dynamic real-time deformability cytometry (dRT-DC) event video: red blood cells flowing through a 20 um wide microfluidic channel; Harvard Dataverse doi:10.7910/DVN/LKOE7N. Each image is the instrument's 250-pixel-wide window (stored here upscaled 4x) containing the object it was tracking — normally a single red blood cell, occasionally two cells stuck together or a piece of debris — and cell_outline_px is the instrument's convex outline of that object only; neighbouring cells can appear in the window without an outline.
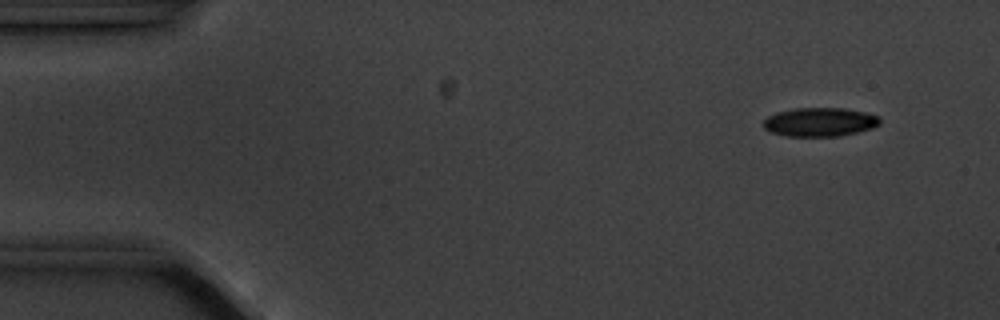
{"species": "common noctule bat (a hibernating species)", "species_latin": "Nyctalus noctula", "temperature_condition": "cold", "stored_images_in_passage": 14, "camera_frame_rate_fps": 3000, "um_per_image_px": 0.085, "animal": {"sex": "male", "body_mass_g": 20.1, "forearm_length_mm": 53.5}, "frame": {"image": 1, "passage_image": 1, "time_ms": 0.0, "image_size_px": [1000, 320], "cell_outline_px": [[880, 124], [872, 128], [840, 136], [788, 136], [772, 132], [764, 128], [764, 120], [768, 116], [776, 112], [792, 108], [844, 108], [864, 112], [880, 116]], "centroid_in_image_um": [69.69, 10.36], "position_along_channel_um": 15.3, "area_um2": 19.54}}
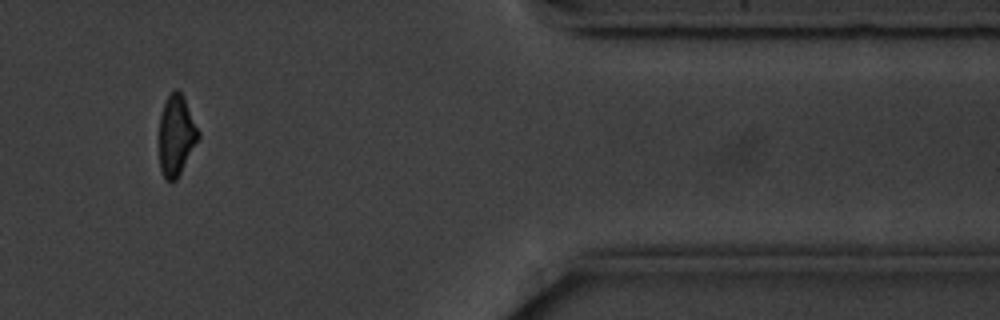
{"frame": {"image": 2, "passage_image": 12, "time_ms": 14.333, "image_size_px": [1000, 320], "cell_outline_px": [[200, 136], [176, 180], [172, 184], [164, 180], [160, 168], [160, 116], [164, 104], [168, 96], [176, 88], [180, 92], [200, 132]], "centroid_in_image_um": [14.97, 11.57], "position_along_channel_um": 396.4, "area_um2": 18.03}, "authors_computed_cell_mechanics": {"area_um2": 20.2011, "velocity_mm_per_s": 3.5639, "shape_relaxation_time_tau1_ms": 4.9629, "shape_relaxation_time_tau2_ms": 4.8672, "deformation_change_tau1": 0.1114, "deformation_change_tau2": 0.1065}}